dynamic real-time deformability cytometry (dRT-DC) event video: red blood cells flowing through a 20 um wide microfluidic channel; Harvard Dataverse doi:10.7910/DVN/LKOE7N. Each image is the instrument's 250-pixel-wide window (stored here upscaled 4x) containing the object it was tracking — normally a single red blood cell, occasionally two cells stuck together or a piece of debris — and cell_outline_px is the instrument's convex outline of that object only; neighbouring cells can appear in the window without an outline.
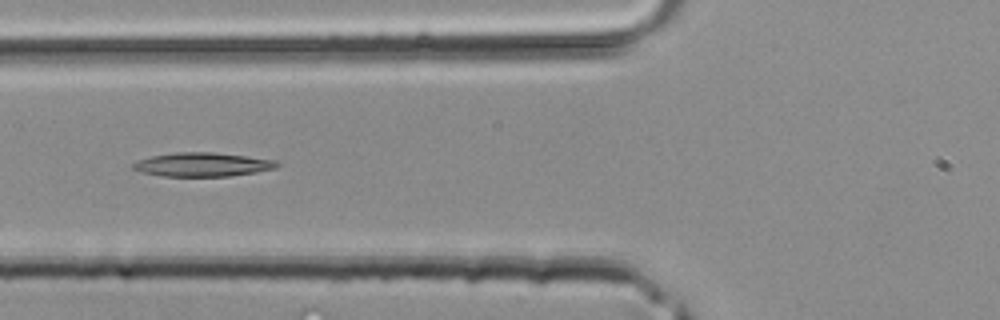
{"species": "common noctule bat (a hibernating species)", "species_latin": "Nyctalus noctula", "temperature_condition": "room temperature", "stored_images_in_passage": 38, "camera_frame_rate_fps": 3000, "um_per_image_px": 0.085, "animal": {"sex": "male", "body_mass_g": 20.4}, "frame": {"image": 1, "passage_image": 14, "time_ms": 4.333, "image_size_px": [1000, 320], "cell_outline_px": [[280, 164], [276, 168], [256, 172], [228, 176], [160, 176], [140, 172], [132, 168], [132, 164], [136, 160], [152, 156], [176, 152], [212, 152], [276, 160]], "centroid_in_image_um": [17.17, 13.99], "position_along_channel_um": 108.6, "area_um2": 20.0}}
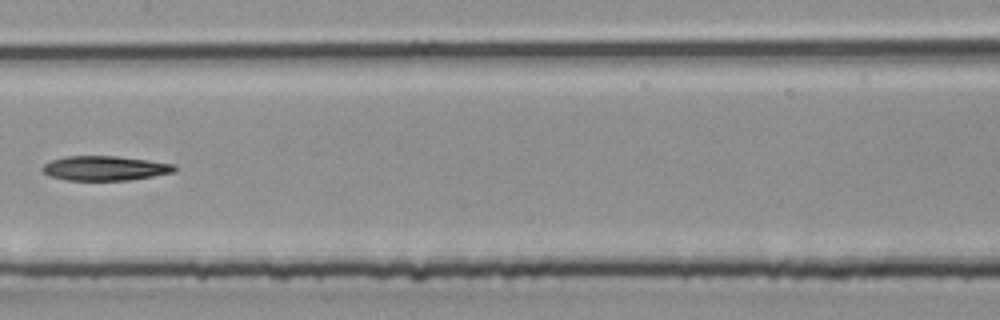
{"frame": {"image": 2, "passage_image": 19, "time_ms": 6.0, "image_size_px": [1000, 320], "cell_outline_px": [[176, 168], [172, 172], [152, 176], [128, 180], [68, 180], [48, 176], [40, 168], [44, 164], [52, 160], [64, 156], [116, 156], [176, 164]], "centroid_in_image_um": [8.87, 14.29], "position_along_channel_um": 198.5, "area_um2": 18.79}}
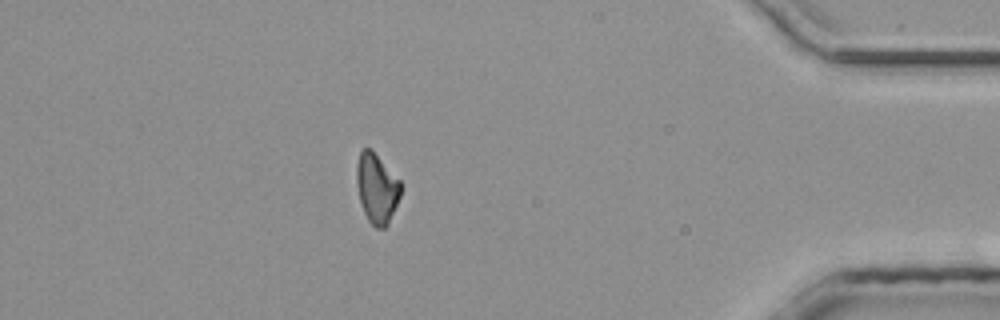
{"frame": {"image": 3, "passage_image": 33, "time_ms": 10.667, "image_size_px": [1000, 320], "cell_outline_px": [[400, 196], [388, 224], [384, 228], [376, 228], [368, 220], [364, 212], [360, 200], [356, 180], [356, 164], [360, 152], [364, 148], [372, 148], [400, 180]], "centroid_in_image_um": [32.02, 15.97], "position_along_channel_um": 403.2, "area_um2": 17.92}}